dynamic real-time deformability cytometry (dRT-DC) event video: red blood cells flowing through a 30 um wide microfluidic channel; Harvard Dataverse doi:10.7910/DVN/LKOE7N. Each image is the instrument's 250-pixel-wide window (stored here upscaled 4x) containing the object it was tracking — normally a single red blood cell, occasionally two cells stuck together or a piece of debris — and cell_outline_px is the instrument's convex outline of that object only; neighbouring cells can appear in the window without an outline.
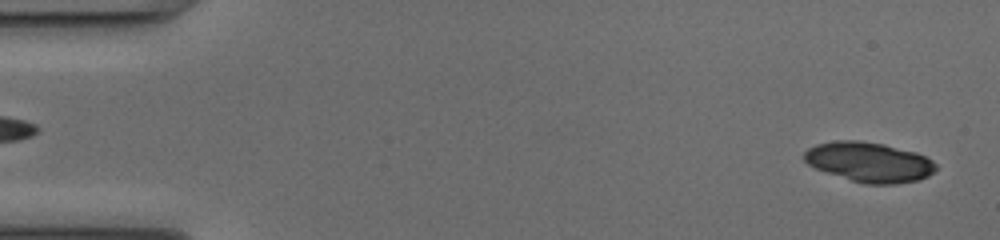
{"species": "common noctule bat (a hibernating species)", "species_latin": "Nyctalus noctula", "temperature_condition": "cold", "stored_images_in_passage": 50, "camera_frame_rate_fps": 3000, "um_per_image_px": 0.085, "animal": {"sex": "female", "body_mass_g": 17.0, "forearm_length_mm": 48.0}, "frame": {"image": 1, "passage_image": 2, "time_ms": 0.333, "image_size_px": [1000, 240], "cell_outline_px": [[936, 168], [928, 176], [916, 180], [896, 184], [864, 184], [816, 168], [808, 164], [804, 160], [804, 152], [808, 148], [816, 144], [836, 140], [856, 140], [884, 144], [916, 152], [932, 160], [936, 164]], "centroid_in_image_um": [73.87, 13.76], "position_along_channel_um": 11.1, "area_um2": 30.35}}
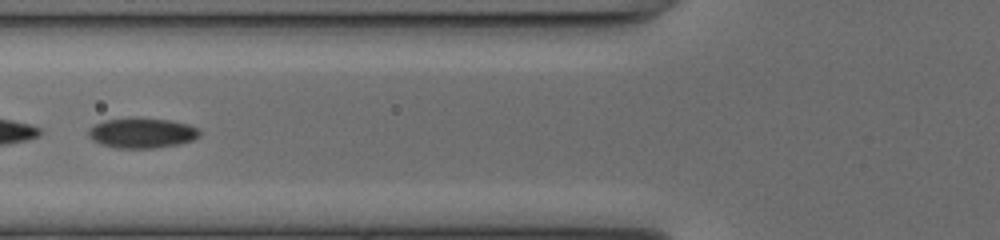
{"frame": {"image": 2, "passage_image": 20, "time_ms": 6.333, "image_size_px": [1000, 240], "cell_outline_px": [[200, 136], [192, 140], [176, 144], [152, 148], [116, 148], [100, 144], [92, 140], [88, 136], [88, 128], [104, 120], [128, 116], [136, 116], [172, 120], [188, 124], [200, 128]], "centroid_in_image_um": [12.04, 11.26], "position_along_channel_um": 113.8, "area_um2": 20.06}}
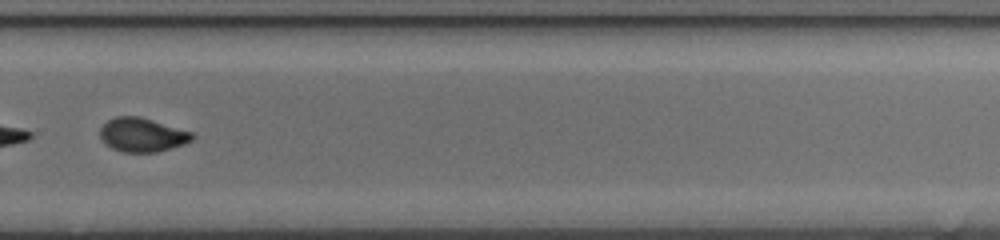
{"frame": {"image": 3, "passage_image": 35, "time_ms": 11.333, "image_size_px": [1000, 240], "cell_outline_px": [[196, 136], [192, 140], [184, 144], [156, 152], [120, 152], [104, 144], [100, 136], [100, 128], [108, 120], [116, 116], [140, 116], [192, 132]], "centroid_in_image_um": [12.07, 11.46], "position_along_channel_um": 317.7, "area_um2": 18.26}, "authors_computed_cell_mechanics": {"area_um2": 24.854, "velocity_mm_per_s": 4.087, "shape_relaxation_time_tau1_ms": 9.6251, "shape_relaxation_time_tau2_ms": 1.8147, "deformation_change_tau1": 0.2128, "deformation_change_tau2": 0.0619}}